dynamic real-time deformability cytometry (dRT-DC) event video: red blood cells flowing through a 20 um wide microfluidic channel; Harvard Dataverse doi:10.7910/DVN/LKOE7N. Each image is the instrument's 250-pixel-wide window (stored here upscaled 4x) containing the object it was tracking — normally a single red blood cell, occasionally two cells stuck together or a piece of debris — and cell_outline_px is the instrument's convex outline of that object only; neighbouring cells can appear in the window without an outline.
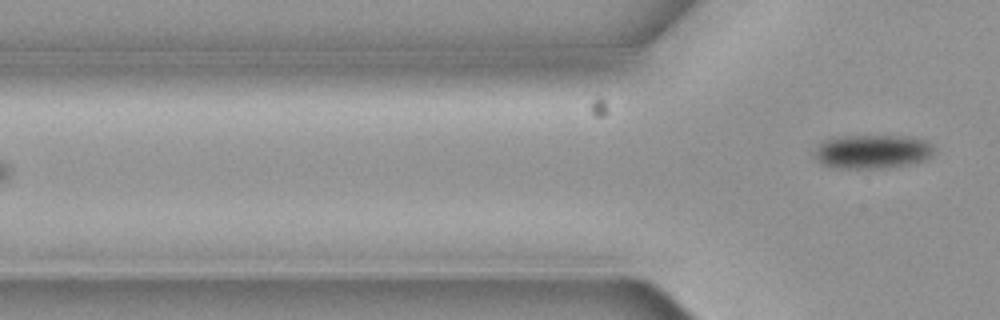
{"species": "common noctule bat (a hibernating species)", "species_latin": "Nyctalus noctula", "temperature_condition": "cold", "stored_images_in_passage": 4, "camera_frame_rate_fps": 3000, "um_per_image_px": 0.085, "animal": {"sex": "female", "body_mass_g": 19.3, "forearm_length_mm": 54.1}, "frame": {"image": 1, "passage_image": 4, "time_ms": 1.0, "image_size_px": [1000, 320], "cell_outline_px": [[936, 152], [928, 160], [908, 164], [884, 168], [832, 168], [820, 164], [812, 156], [820, 140], [836, 136], [908, 136], [928, 140], [932, 144]], "centroid_in_image_um": [74.13, 12.88], "position_along_channel_um": 51.7, "area_um2": 24.39}}